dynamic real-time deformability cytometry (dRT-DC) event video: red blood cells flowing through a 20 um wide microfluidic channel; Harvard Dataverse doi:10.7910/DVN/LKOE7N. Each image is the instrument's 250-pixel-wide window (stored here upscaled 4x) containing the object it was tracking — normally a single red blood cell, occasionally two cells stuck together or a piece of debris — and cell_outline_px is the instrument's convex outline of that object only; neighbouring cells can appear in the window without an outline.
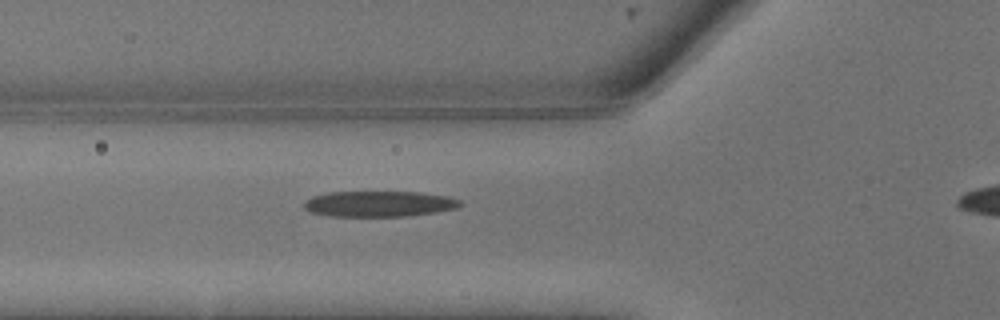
{"species": "common noctule bat (a hibernating species)", "species_latin": "Nyctalus noctula", "temperature_condition": "warm", "stored_images_in_passage": 6, "segment_of_instrument_passage": [1, 2], "camera_frame_rate_fps": 3000, "um_per_image_px": 0.085, "animal": {"sex": "male", "body_mass_g": 13.3}, "frame": {"image": 1, "passage_image": 5, "time_ms": 1.333, "image_size_px": [1000, 320], "cell_outline_px": [[464, 204], [456, 208], [436, 212], [404, 216], [328, 216], [312, 212], [304, 208], [304, 200], [312, 196], [328, 192], [420, 192], [448, 196], [460, 200]], "centroid_in_image_um": [32.22, 17.32], "position_along_channel_um": 93.6, "area_um2": 23.47}}